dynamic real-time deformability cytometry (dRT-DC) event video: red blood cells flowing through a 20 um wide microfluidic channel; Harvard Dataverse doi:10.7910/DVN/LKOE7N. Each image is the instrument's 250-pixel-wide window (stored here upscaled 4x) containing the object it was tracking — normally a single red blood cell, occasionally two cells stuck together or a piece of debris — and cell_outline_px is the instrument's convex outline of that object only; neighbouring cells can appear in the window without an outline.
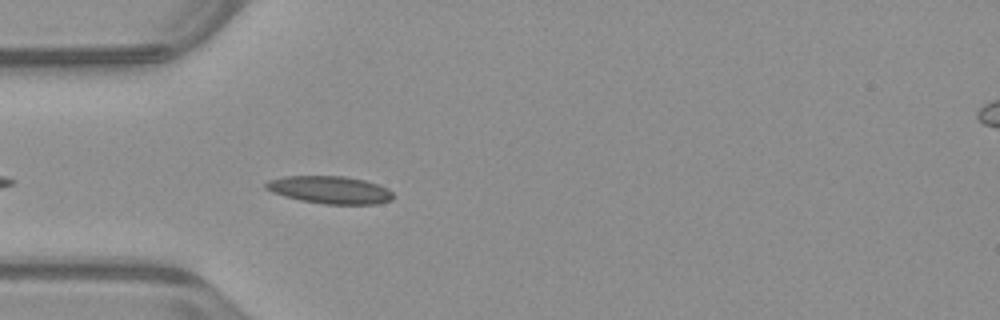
{"species": "common noctule bat (a hibernating species)", "species_latin": "Nyctalus noctula", "temperature_condition": "warm", "stored_images_in_passage": 23, "camera_frame_rate_fps": 3000, "um_per_image_px": 0.085, "animal": {"sex": "male", "body_mass_g": 23.1, "forearm_length_mm": 52.7}, "frame": {"image": 1, "passage_image": 4, "time_ms": 1.0, "image_size_px": [1000, 320], "cell_outline_px": [[392, 200], [376, 204], [324, 204], [300, 200], [284, 196], [272, 192], [264, 188], [264, 184], [268, 180], [284, 176], [344, 176], [364, 180], [388, 188], [392, 192]], "centroid_in_image_um": [28.01, 16.14], "position_along_channel_um": 57.0, "area_um2": 20.46}}
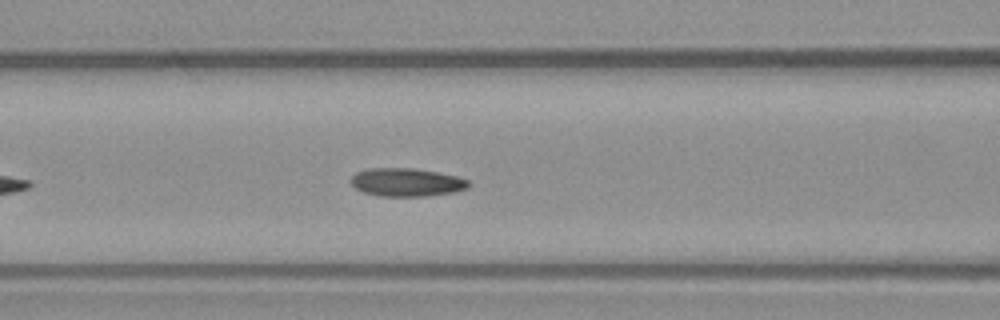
{"frame": {"image": 2, "passage_image": 10, "time_ms": 3.0, "image_size_px": [1000, 320], "cell_outline_px": [[472, 184], [468, 188], [452, 192], [428, 196], [380, 196], [364, 192], [356, 188], [348, 180], [356, 172], [368, 168], [416, 168], [456, 176], [468, 180]], "centroid_in_image_um": [34.55, 15.49], "position_along_channel_um": 132.1, "area_um2": 19.42}}
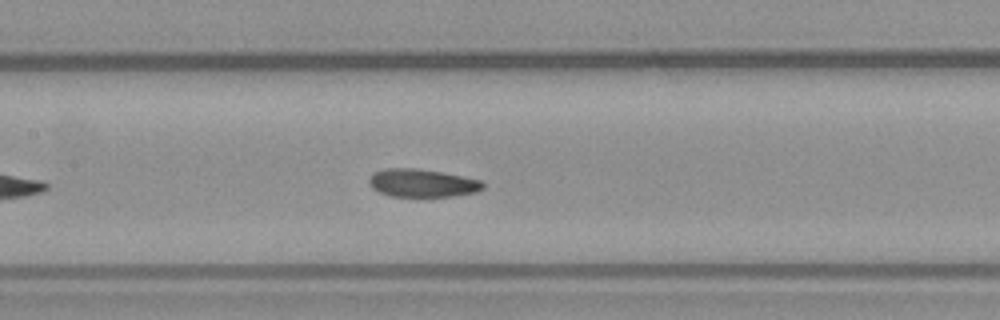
{"frame": {"image": 3, "passage_image": 13, "time_ms": 4.0, "image_size_px": [1000, 320], "cell_outline_px": [[484, 188], [476, 192], [452, 196], [392, 196], [380, 192], [372, 188], [368, 184], [368, 180], [372, 172], [384, 168], [416, 168], [444, 172], [480, 180], [484, 184]], "centroid_in_image_um": [35.85, 15.54], "position_along_channel_um": 171.5, "area_um2": 18.67}}